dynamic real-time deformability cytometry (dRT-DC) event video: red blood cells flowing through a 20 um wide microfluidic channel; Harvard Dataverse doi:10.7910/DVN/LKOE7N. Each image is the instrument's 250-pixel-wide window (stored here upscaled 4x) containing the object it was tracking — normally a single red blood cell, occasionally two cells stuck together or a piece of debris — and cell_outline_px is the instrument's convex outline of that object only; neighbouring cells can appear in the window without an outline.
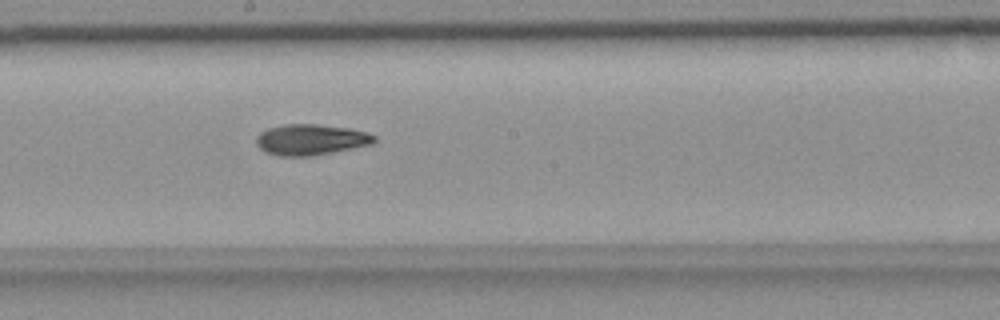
{"species": "common noctule bat (a hibernating species)", "species_latin": "Nyctalus noctula", "temperature_condition": "room temperature", "stored_images_in_passage": 13, "segment_of_instrument_passage": [2, 2], "camera_frame_rate_fps": 3000, "um_per_image_px": 0.085, "animal": {"sex": "female", "body_mass_g": 18.4}, "frame": {"image": 1, "passage_image": 10, "time_ms": 3.0, "image_size_px": [1000, 320], "cell_outline_px": [[376, 140], [372, 144], [312, 156], [276, 156], [264, 152], [256, 144], [256, 136], [260, 132], [268, 128], [284, 124], [316, 124], [348, 128], [364, 132], [376, 136]], "centroid_in_image_um": [26.37, 11.87], "position_along_channel_um": 221.8, "area_um2": 21.21}}